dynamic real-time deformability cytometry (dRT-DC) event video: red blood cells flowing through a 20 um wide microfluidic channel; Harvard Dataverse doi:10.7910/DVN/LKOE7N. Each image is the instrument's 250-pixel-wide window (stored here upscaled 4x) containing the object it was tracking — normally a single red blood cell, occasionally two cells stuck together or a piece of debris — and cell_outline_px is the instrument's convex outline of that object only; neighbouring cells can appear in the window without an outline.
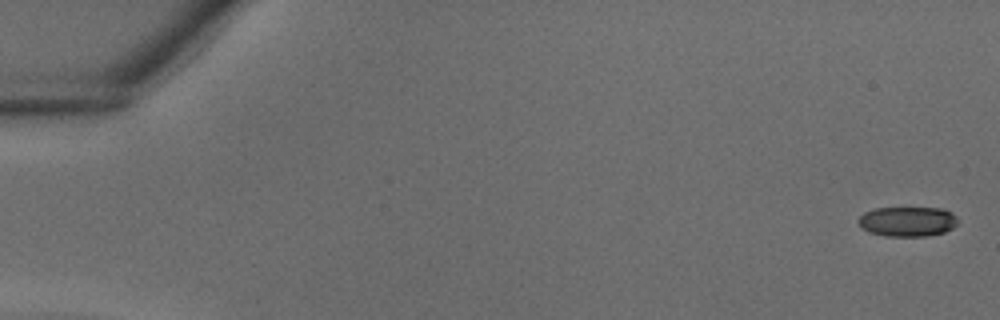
{"species": "common noctule bat (a hibernating species)", "species_latin": "Nyctalus noctula", "temperature_condition": "warm", "stored_images_in_passage": 37, "camera_frame_rate_fps": 3000, "um_per_image_px": 0.085, "animal": {"sex": "male", "body_mass_g": 18.8}, "frame": {"image": 1, "passage_image": 1, "time_ms": 0.0, "image_size_px": [1000, 320], "cell_outline_px": [[956, 224], [952, 228], [944, 232], [928, 236], [884, 236], [868, 232], [856, 220], [864, 212], [876, 208], [944, 208], [952, 212], [956, 216]], "centroid_in_image_um": [77.13, 18.82], "position_along_channel_um": 7.9, "area_um2": 17.34}}
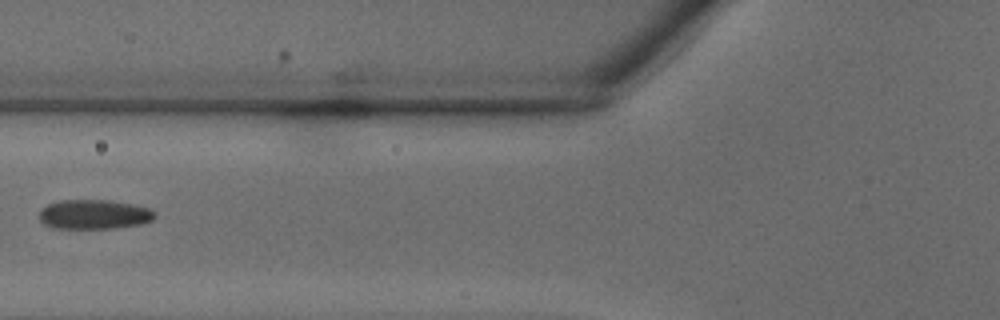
{"frame": {"image": 2, "passage_image": 16, "time_ms": 5.0, "image_size_px": [1000, 320], "cell_outline_px": [[156, 216], [152, 220], [140, 224], [116, 228], [56, 228], [44, 224], [40, 220], [40, 208], [48, 204], [60, 200], [108, 200], [132, 204], [148, 208], [156, 212]], "centroid_in_image_um": [7.99, 18.22], "position_along_channel_um": 117.8, "area_um2": 19.83}}
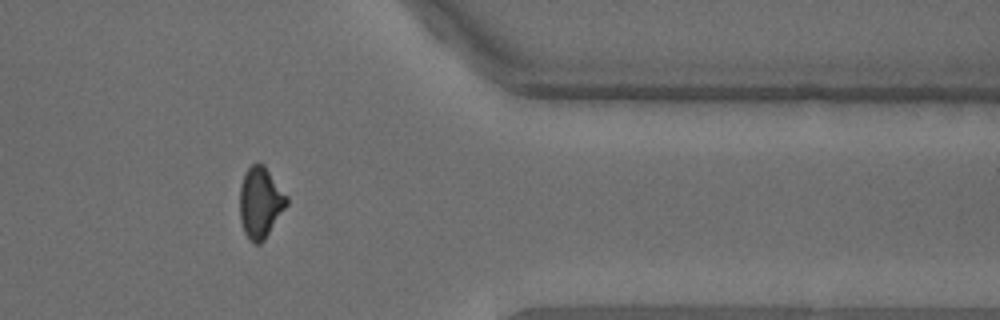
{"frame": {"image": 3, "passage_image": 32, "time_ms": 10.333, "image_size_px": [1000, 320], "cell_outline_px": [[288, 204], [264, 240], [260, 244], [252, 244], [248, 240], [244, 232], [240, 220], [240, 184], [244, 172], [252, 164], [264, 164], [288, 196]], "centroid_in_image_um": [22.12, 17.22], "position_along_channel_um": 389.3, "area_um2": 19.65}}